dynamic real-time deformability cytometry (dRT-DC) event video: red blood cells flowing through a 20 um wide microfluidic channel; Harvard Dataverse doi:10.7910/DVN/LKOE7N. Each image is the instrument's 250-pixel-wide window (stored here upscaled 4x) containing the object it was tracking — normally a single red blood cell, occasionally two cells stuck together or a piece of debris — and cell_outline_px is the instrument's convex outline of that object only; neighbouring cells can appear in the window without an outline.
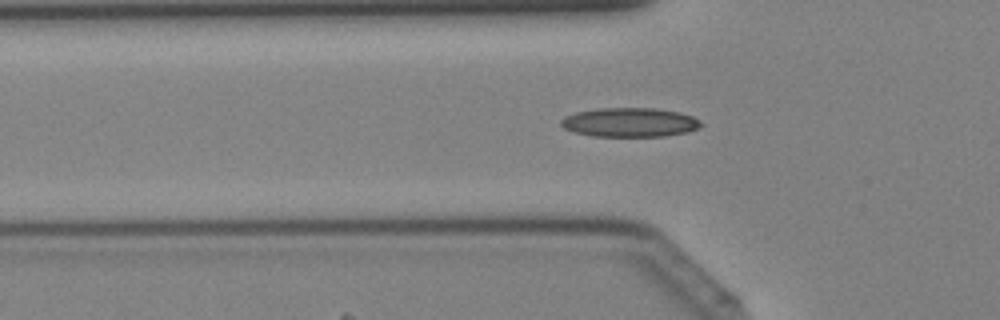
{"species": "Egyptian fruit bat (a non-hibernating species)", "species_latin": "Rousettus aegyptiacus", "temperature_condition": "cold", "stored_images_in_passage": 43, "segment_of_instrument_passage": [1, 2], "camera_frame_rate_fps": 3000, "um_per_image_px": 0.085, "animal": {"sex": "female"}, "frame": {"image": 1, "passage_image": 14, "time_ms": 4.333, "image_size_px": [1000, 320], "cell_outline_px": [[704, 124], [700, 128], [688, 132], [664, 136], [592, 136], [572, 132], [564, 128], [560, 124], [560, 120], [564, 116], [576, 112], [596, 108], [652, 108], [680, 112], [692, 116], [700, 120]], "centroid_in_image_um": [53.53, 10.4], "position_along_channel_um": 72.3, "area_um2": 24.04}}
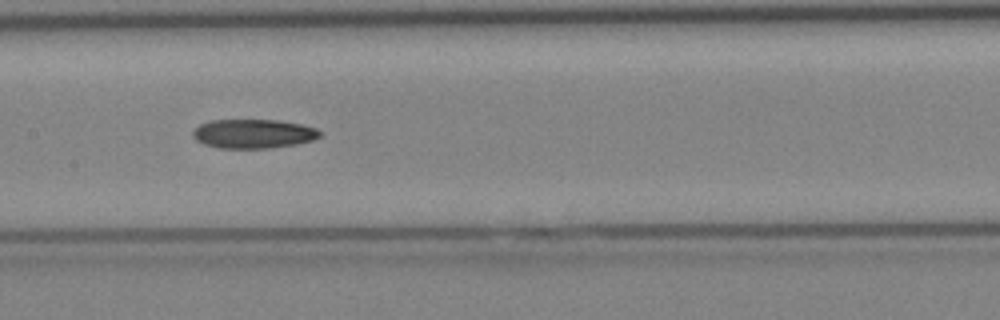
{"frame": {"image": 2, "passage_image": 21, "time_ms": 6.667, "image_size_px": [1000, 320], "cell_outline_px": [[324, 132], [320, 136], [312, 140], [296, 144], [272, 148], [220, 148], [204, 144], [196, 140], [192, 136], [192, 132], [200, 124], [208, 120], [280, 120], [300, 124], [316, 128]], "centroid_in_image_um": [21.54, 11.36], "position_along_channel_um": 185.9, "area_um2": 21.68}}
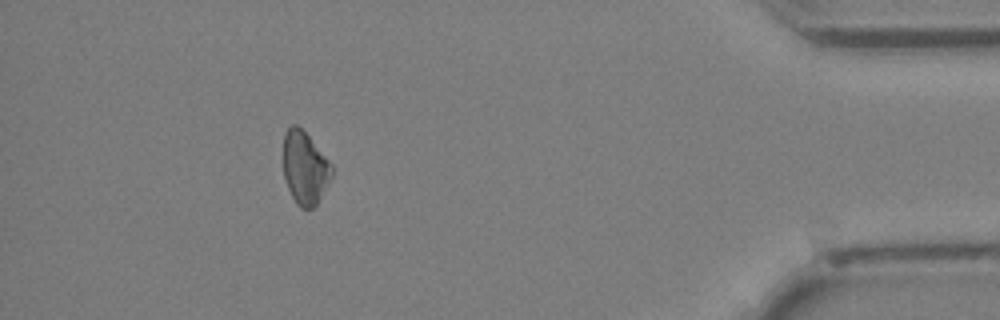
{"frame": {"image": 3, "passage_image": 38, "time_ms": 12.333, "image_size_px": [1000, 320], "cell_outline_px": [[332, 176], [316, 204], [312, 208], [300, 208], [296, 204], [288, 188], [284, 176], [284, 132], [292, 124], [296, 124], [308, 136], [332, 164]], "centroid_in_image_um": [25.9, 14.27], "position_along_channel_um": 409.3, "area_um2": 20.23}}